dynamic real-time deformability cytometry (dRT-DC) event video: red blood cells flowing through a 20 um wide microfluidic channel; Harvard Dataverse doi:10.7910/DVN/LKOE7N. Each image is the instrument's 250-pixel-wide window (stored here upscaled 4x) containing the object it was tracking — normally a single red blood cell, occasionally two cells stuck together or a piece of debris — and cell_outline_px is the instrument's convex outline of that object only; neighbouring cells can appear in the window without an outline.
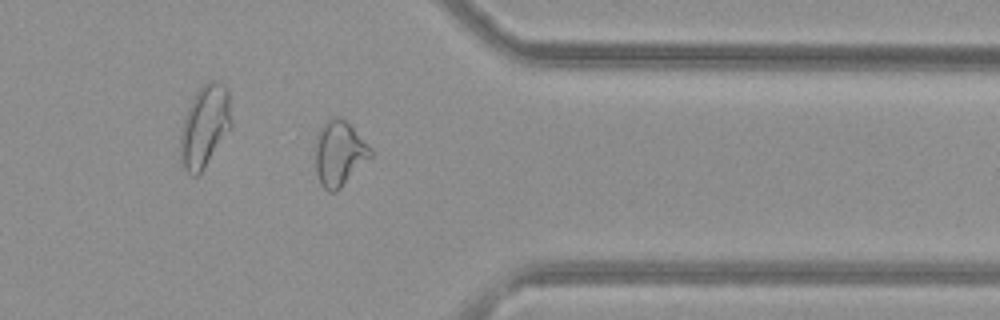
{"species": "common noctule bat (a hibernating species)", "species_latin": "Nyctalus noctula", "temperature_condition": "warm", "stored_images_in_passage": 37, "camera_frame_rate_fps": 3000, "um_per_image_px": 0.085, "animal": {"sex": "female", "body_mass_g": 29.2, "forearm_length_mm": 56.3}, "frame": {"image": 1, "passage_image": 27, "time_ms": 8.667, "image_size_px": [1000, 320], "cell_outline_px": [[372, 156], [336, 192], [328, 192], [320, 184], [316, 172], [316, 136], [320, 128], [328, 120], [336, 116], [340, 116], [372, 148]], "centroid_in_image_um": [28.83, 13.06], "position_along_channel_um": 382.6, "area_um2": 20.69}, "authors_computed_cell_mechanics": {"area_um2": 18.9584, "velocity_mm_per_s": 4.0455, "shape_relaxation_time_tau1_ms": 10.8224, "shape_relaxation_time_tau2_ms": 1.6048, "deformation_change_tau1": 0.2001, "deformation_change_tau2": 0.086}}